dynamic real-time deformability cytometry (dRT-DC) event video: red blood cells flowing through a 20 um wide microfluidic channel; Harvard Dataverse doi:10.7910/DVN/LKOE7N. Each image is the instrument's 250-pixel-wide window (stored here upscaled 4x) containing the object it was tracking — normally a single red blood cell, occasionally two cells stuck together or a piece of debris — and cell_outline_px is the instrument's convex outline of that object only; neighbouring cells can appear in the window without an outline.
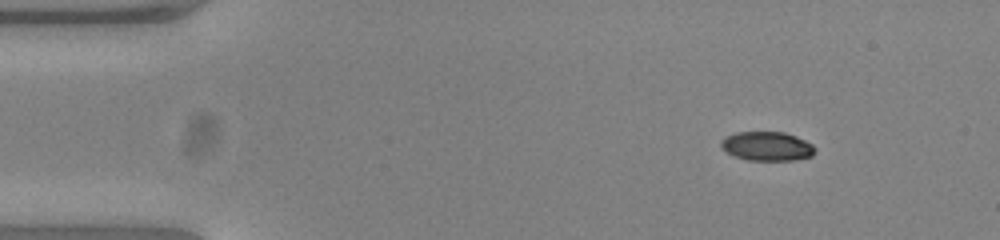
{"species": "common noctule bat (a hibernating species)", "species_latin": "Nyctalus noctula", "temperature_condition": "warm", "stored_images_in_passage": 45, "camera_frame_rate_fps": 3000, "um_per_image_px": 0.085, "animal": {"sex": "female", "body_mass_g": 23.0, "forearm_length_mm": 53.4}, "frame": {"image": 1, "passage_image": 1, "time_ms": 0.0, "image_size_px": [1000, 240], "cell_outline_px": [[816, 152], [812, 156], [792, 160], [748, 160], [736, 156], [720, 148], [720, 140], [724, 136], [736, 132], [784, 132], [796, 136], [812, 144], [816, 148]], "centroid_in_image_um": [65.18, 12.42], "position_along_channel_um": 19.8, "area_um2": 16.01}}
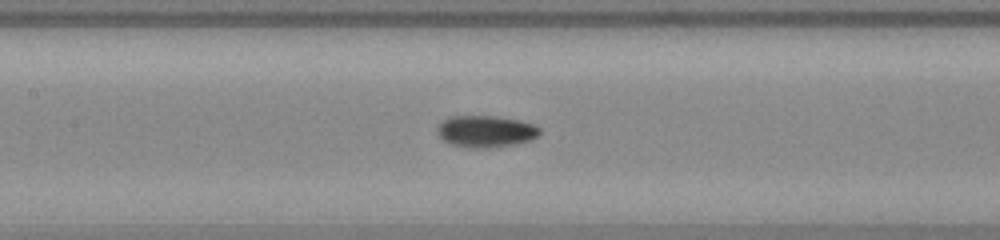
{"frame": {"image": 2, "passage_image": 19, "time_ms": 6.0, "image_size_px": [1000, 240], "cell_outline_px": [[540, 132], [532, 140], [516, 144], [488, 148], [472, 148], [452, 144], [444, 140], [440, 136], [436, 128], [444, 120], [452, 116], [492, 116], [520, 120], [532, 124], [540, 128]], "centroid_in_image_um": [41.31, 11.17], "position_along_channel_um": 166.1, "area_um2": 18.79}}
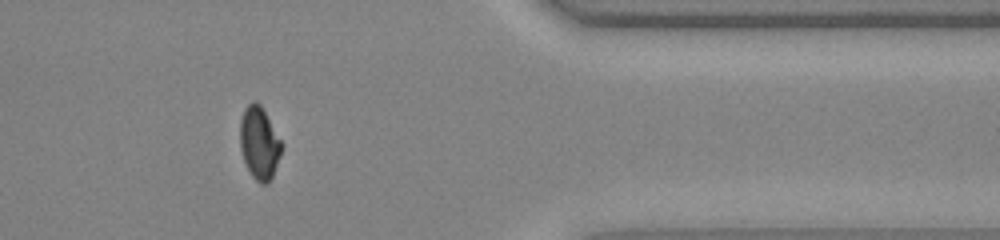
{"frame": {"image": 3, "passage_image": 38, "time_ms": 12.333, "image_size_px": [1000, 240], "cell_outline_px": [[284, 144], [280, 156], [272, 176], [268, 184], [260, 184], [252, 176], [244, 160], [240, 148], [240, 120], [244, 108], [252, 100], [256, 100], [260, 104]], "centroid_in_image_um": [22.04, 12.13], "position_along_channel_um": 389.4, "area_um2": 17.69}, "authors_computed_cell_mechanics": {"area_um2": 17.6868, "velocity_mm_per_s": 3.8903, "shape_relaxation_time_tau1_ms": 5.998, "shape_relaxation_time_tau2_ms": 3.3787, "deformation_change_tau1": 0.1631, "deformation_change_tau2": 0.0593}}